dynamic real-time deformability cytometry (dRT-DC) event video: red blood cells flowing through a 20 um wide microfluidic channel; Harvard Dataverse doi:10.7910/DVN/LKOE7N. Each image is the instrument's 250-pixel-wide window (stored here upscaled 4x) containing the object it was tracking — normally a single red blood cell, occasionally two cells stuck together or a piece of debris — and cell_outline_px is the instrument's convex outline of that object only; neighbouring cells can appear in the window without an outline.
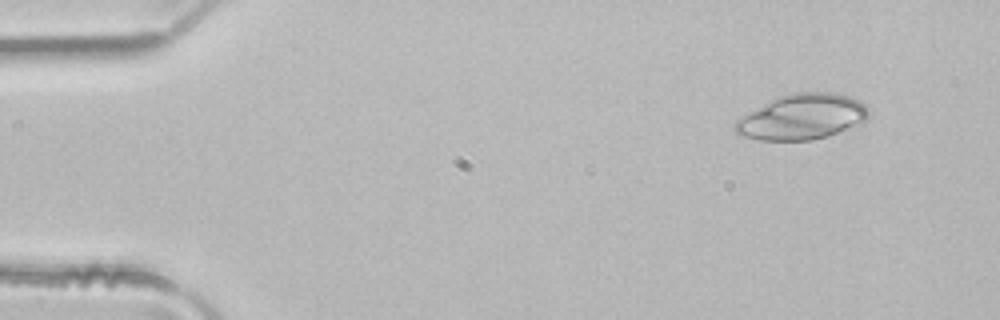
{"species": "common noctule bat (a hibernating species)", "species_latin": "Nyctalus noctula", "temperature_condition": "room temperature", "stored_images_in_passage": 4, "camera_frame_rate_fps": 3000, "um_per_image_px": 0.085, "animal": {"sex": "male", "body_mass_g": 21.5, "forearm_length_mm": 52.0}, "frame": {"image": 1, "passage_image": 2, "time_ms": 0.333, "image_size_px": [1000, 320], "cell_outline_px": [[868, 116], [864, 124], [828, 136], [812, 140], [760, 140], [744, 136], [736, 132], [732, 128], [732, 124], [736, 120], [764, 104], [780, 96], [796, 92], [828, 92], [852, 96], [868, 104]], "centroid_in_image_um": [68.25, 9.94], "position_along_channel_um": 16.7, "area_um2": 35.55}}